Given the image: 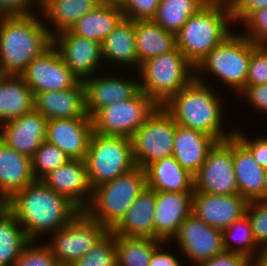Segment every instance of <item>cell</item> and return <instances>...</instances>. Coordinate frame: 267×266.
I'll list each match as a JSON object with an SVG mask.
<instances>
[{
    "instance_id": "cell-1",
    "label": "cell",
    "mask_w": 267,
    "mask_h": 266,
    "mask_svg": "<svg viewBox=\"0 0 267 266\" xmlns=\"http://www.w3.org/2000/svg\"><path fill=\"white\" fill-rule=\"evenodd\" d=\"M4 205L15 215L29 240L41 239L67 226L81 210L42 180L16 192Z\"/></svg>"
},
{
    "instance_id": "cell-2",
    "label": "cell",
    "mask_w": 267,
    "mask_h": 266,
    "mask_svg": "<svg viewBox=\"0 0 267 266\" xmlns=\"http://www.w3.org/2000/svg\"><path fill=\"white\" fill-rule=\"evenodd\" d=\"M37 16H1L0 75H21L52 44L50 27Z\"/></svg>"
},
{
    "instance_id": "cell-3",
    "label": "cell",
    "mask_w": 267,
    "mask_h": 266,
    "mask_svg": "<svg viewBox=\"0 0 267 266\" xmlns=\"http://www.w3.org/2000/svg\"><path fill=\"white\" fill-rule=\"evenodd\" d=\"M205 81L195 78L162 107L176 124L211 135L217 142L223 141L233 137L235 130L224 132L223 103Z\"/></svg>"
},
{
    "instance_id": "cell-4",
    "label": "cell",
    "mask_w": 267,
    "mask_h": 266,
    "mask_svg": "<svg viewBox=\"0 0 267 266\" xmlns=\"http://www.w3.org/2000/svg\"><path fill=\"white\" fill-rule=\"evenodd\" d=\"M227 0H209L192 14L176 34V47L196 67L217 45L232 34L233 25Z\"/></svg>"
},
{
    "instance_id": "cell-5",
    "label": "cell",
    "mask_w": 267,
    "mask_h": 266,
    "mask_svg": "<svg viewBox=\"0 0 267 266\" xmlns=\"http://www.w3.org/2000/svg\"><path fill=\"white\" fill-rule=\"evenodd\" d=\"M146 186V171L136 166L112 181L93 188L90 202L83 212L111 231Z\"/></svg>"
},
{
    "instance_id": "cell-6",
    "label": "cell",
    "mask_w": 267,
    "mask_h": 266,
    "mask_svg": "<svg viewBox=\"0 0 267 266\" xmlns=\"http://www.w3.org/2000/svg\"><path fill=\"white\" fill-rule=\"evenodd\" d=\"M139 72L140 90L158 106L164 105L195 79V67L177 47L146 60Z\"/></svg>"
},
{
    "instance_id": "cell-7",
    "label": "cell",
    "mask_w": 267,
    "mask_h": 266,
    "mask_svg": "<svg viewBox=\"0 0 267 266\" xmlns=\"http://www.w3.org/2000/svg\"><path fill=\"white\" fill-rule=\"evenodd\" d=\"M257 45L241 32L240 35L239 33L230 34L195 67V78L204 77L202 73L208 71L239 94L245 88L251 51Z\"/></svg>"
},
{
    "instance_id": "cell-8",
    "label": "cell",
    "mask_w": 267,
    "mask_h": 266,
    "mask_svg": "<svg viewBox=\"0 0 267 266\" xmlns=\"http://www.w3.org/2000/svg\"><path fill=\"white\" fill-rule=\"evenodd\" d=\"M84 161L92 189L136 167L131 138L94 131Z\"/></svg>"
},
{
    "instance_id": "cell-9",
    "label": "cell",
    "mask_w": 267,
    "mask_h": 266,
    "mask_svg": "<svg viewBox=\"0 0 267 266\" xmlns=\"http://www.w3.org/2000/svg\"><path fill=\"white\" fill-rule=\"evenodd\" d=\"M176 122L158 106L131 137L135 165L145 169L152 162L172 156Z\"/></svg>"
},
{
    "instance_id": "cell-10",
    "label": "cell",
    "mask_w": 267,
    "mask_h": 266,
    "mask_svg": "<svg viewBox=\"0 0 267 266\" xmlns=\"http://www.w3.org/2000/svg\"><path fill=\"white\" fill-rule=\"evenodd\" d=\"M158 105L141 90L131 99L99 110L91 119L93 131L107 136L131 138Z\"/></svg>"
},
{
    "instance_id": "cell-11",
    "label": "cell",
    "mask_w": 267,
    "mask_h": 266,
    "mask_svg": "<svg viewBox=\"0 0 267 266\" xmlns=\"http://www.w3.org/2000/svg\"><path fill=\"white\" fill-rule=\"evenodd\" d=\"M109 230L81 211L67 226L52 233L47 245L59 266H70L84 256Z\"/></svg>"
},
{
    "instance_id": "cell-12",
    "label": "cell",
    "mask_w": 267,
    "mask_h": 266,
    "mask_svg": "<svg viewBox=\"0 0 267 266\" xmlns=\"http://www.w3.org/2000/svg\"><path fill=\"white\" fill-rule=\"evenodd\" d=\"M194 192L239 194L233 166V137L218 141L194 175Z\"/></svg>"
},
{
    "instance_id": "cell-13",
    "label": "cell",
    "mask_w": 267,
    "mask_h": 266,
    "mask_svg": "<svg viewBox=\"0 0 267 266\" xmlns=\"http://www.w3.org/2000/svg\"><path fill=\"white\" fill-rule=\"evenodd\" d=\"M21 76L34 95L72 88L80 81L62 60L53 44L34 58Z\"/></svg>"
},
{
    "instance_id": "cell-14",
    "label": "cell",
    "mask_w": 267,
    "mask_h": 266,
    "mask_svg": "<svg viewBox=\"0 0 267 266\" xmlns=\"http://www.w3.org/2000/svg\"><path fill=\"white\" fill-rule=\"evenodd\" d=\"M173 239L185 258L194 264L225 252L222 231L208 226L193 213L183 221Z\"/></svg>"
},
{
    "instance_id": "cell-15",
    "label": "cell",
    "mask_w": 267,
    "mask_h": 266,
    "mask_svg": "<svg viewBox=\"0 0 267 266\" xmlns=\"http://www.w3.org/2000/svg\"><path fill=\"white\" fill-rule=\"evenodd\" d=\"M52 44L80 81L93 77L94 72L103 61L100 43L77 36L70 30L59 32L53 36Z\"/></svg>"
},
{
    "instance_id": "cell-16",
    "label": "cell",
    "mask_w": 267,
    "mask_h": 266,
    "mask_svg": "<svg viewBox=\"0 0 267 266\" xmlns=\"http://www.w3.org/2000/svg\"><path fill=\"white\" fill-rule=\"evenodd\" d=\"M248 201L240 194L215 195L193 192L192 210L208 226L223 231L246 215Z\"/></svg>"
},
{
    "instance_id": "cell-17",
    "label": "cell",
    "mask_w": 267,
    "mask_h": 266,
    "mask_svg": "<svg viewBox=\"0 0 267 266\" xmlns=\"http://www.w3.org/2000/svg\"><path fill=\"white\" fill-rule=\"evenodd\" d=\"M92 133L91 117L47 120L46 141L56 145L69 159H85Z\"/></svg>"
},
{
    "instance_id": "cell-18",
    "label": "cell",
    "mask_w": 267,
    "mask_h": 266,
    "mask_svg": "<svg viewBox=\"0 0 267 266\" xmlns=\"http://www.w3.org/2000/svg\"><path fill=\"white\" fill-rule=\"evenodd\" d=\"M116 75L90 77L83 82L87 115L93 117L102 108L133 98L140 91L139 80Z\"/></svg>"
},
{
    "instance_id": "cell-19",
    "label": "cell",
    "mask_w": 267,
    "mask_h": 266,
    "mask_svg": "<svg viewBox=\"0 0 267 266\" xmlns=\"http://www.w3.org/2000/svg\"><path fill=\"white\" fill-rule=\"evenodd\" d=\"M193 192L155 191V239L171 242L191 214Z\"/></svg>"
},
{
    "instance_id": "cell-20",
    "label": "cell",
    "mask_w": 267,
    "mask_h": 266,
    "mask_svg": "<svg viewBox=\"0 0 267 266\" xmlns=\"http://www.w3.org/2000/svg\"><path fill=\"white\" fill-rule=\"evenodd\" d=\"M47 118L35 109L0 125V139L19 153L32 158L46 140Z\"/></svg>"
},
{
    "instance_id": "cell-21",
    "label": "cell",
    "mask_w": 267,
    "mask_h": 266,
    "mask_svg": "<svg viewBox=\"0 0 267 266\" xmlns=\"http://www.w3.org/2000/svg\"><path fill=\"white\" fill-rule=\"evenodd\" d=\"M42 181L56 193L67 197L81 211L89 204L92 187L84 160L70 159L45 176Z\"/></svg>"
},
{
    "instance_id": "cell-22",
    "label": "cell",
    "mask_w": 267,
    "mask_h": 266,
    "mask_svg": "<svg viewBox=\"0 0 267 266\" xmlns=\"http://www.w3.org/2000/svg\"><path fill=\"white\" fill-rule=\"evenodd\" d=\"M34 109L50 119L89 117L85 108L82 81L62 91L39 92L34 95Z\"/></svg>"
},
{
    "instance_id": "cell-23",
    "label": "cell",
    "mask_w": 267,
    "mask_h": 266,
    "mask_svg": "<svg viewBox=\"0 0 267 266\" xmlns=\"http://www.w3.org/2000/svg\"><path fill=\"white\" fill-rule=\"evenodd\" d=\"M34 181L31 158L0 139V204Z\"/></svg>"
},
{
    "instance_id": "cell-24",
    "label": "cell",
    "mask_w": 267,
    "mask_h": 266,
    "mask_svg": "<svg viewBox=\"0 0 267 266\" xmlns=\"http://www.w3.org/2000/svg\"><path fill=\"white\" fill-rule=\"evenodd\" d=\"M216 142L211 135L176 124L172 156L194 176Z\"/></svg>"
},
{
    "instance_id": "cell-25",
    "label": "cell",
    "mask_w": 267,
    "mask_h": 266,
    "mask_svg": "<svg viewBox=\"0 0 267 266\" xmlns=\"http://www.w3.org/2000/svg\"><path fill=\"white\" fill-rule=\"evenodd\" d=\"M154 217L155 191L146 186L111 232L123 237L155 239Z\"/></svg>"
},
{
    "instance_id": "cell-26",
    "label": "cell",
    "mask_w": 267,
    "mask_h": 266,
    "mask_svg": "<svg viewBox=\"0 0 267 266\" xmlns=\"http://www.w3.org/2000/svg\"><path fill=\"white\" fill-rule=\"evenodd\" d=\"M233 166L239 194L247 201L264 199L265 168L259 166L251 152L235 136Z\"/></svg>"
},
{
    "instance_id": "cell-27",
    "label": "cell",
    "mask_w": 267,
    "mask_h": 266,
    "mask_svg": "<svg viewBox=\"0 0 267 266\" xmlns=\"http://www.w3.org/2000/svg\"><path fill=\"white\" fill-rule=\"evenodd\" d=\"M145 171L147 187L154 191L194 192V176L173 156L152 162Z\"/></svg>"
},
{
    "instance_id": "cell-28",
    "label": "cell",
    "mask_w": 267,
    "mask_h": 266,
    "mask_svg": "<svg viewBox=\"0 0 267 266\" xmlns=\"http://www.w3.org/2000/svg\"><path fill=\"white\" fill-rule=\"evenodd\" d=\"M123 18V12L118 3L102 2L80 18L70 31L77 36L101 44Z\"/></svg>"
},
{
    "instance_id": "cell-29",
    "label": "cell",
    "mask_w": 267,
    "mask_h": 266,
    "mask_svg": "<svg viewBox=\"0 0 267 266\" xmlns=\"http://www.w3.org/2000/svg\"><path fill=\"white\" fill-rule=\"evenodd\" d=\"M34 109V94L21 75H0V125Z\"/></svg>"
},
{
    "instance_id": "cell-30",
    "label": "cell",
    "mask_w": 267,
    "mask_h": 266,
    "mask_svg": "<svg viewBox=\"0 0 267 266\" xmlns=\"http://www.w3.org/2000/svg\"><path fill=\"white\" fill-rule=\"evenodd\" d=\"M101 52L103 61L123 64L140 69L136 43H135V21L123 18L113 31L102 41ZM138 65V66H137Z\"/></svg>"
},
{
    "instance_id": "cell-31",
    "label": "cell",
    "mask_w": 267,
    "mask_h": 266,
    "mask_svg": "<svg viewBox=\"0 0 267 266\" xmlns=\"http://www.w3.org/2000/svg\"><path fill=\"white\" fill-rule=\"evenodd\" d=\"M100 3L101 0H37V8H41V15H45L44 19H49L54 26L52 30L49 29L53 37L59 32L70 30L80 18Z\"/></svg>"
},
{
    "instance_id": "cell-32",
    "label": "cell",
    "mask_w": 267,
    "mask_h": 266,
    "mask_svg": "<svg viewBox=\"0 0 267 266\" xmlns=\"http://www.w3.org/2000/svg\"><path fill=\"white\" fill-rule=\"evenodd\" d=\"M135 43L139 66L146 60L176 47V35L153 20L135 21Z\"/></svg>"
},
{
    "instance_id": "cell-33",
    "label": "cell",
    "mask_w": 267,
    "mask_h": 266,
    "mask_svg": "<svg viewBox=\"0 0 267 266\" xmlns=\"http://www.w3.org/2000/svg\"><path fill=\"white\" fill-rule=\"evenodd\" d=\"M29 241L15 215L0 204V266H13Z\"/></svg>"
},
{
    "instance_id": "cell-34",
    "label": "cell",
    "mask_w": 267,
    "mask_h": 266,
    "mask_svg": "<svg viewBox=\"0 0 267 266\" xmlns=\"http://www.w3.org/2000/svg\"><path fill=\"white\" fill-rule=\"evenodd\" d=\"M209 0H161L155 17L156 24L175 35L187 19Z\"/></svg>"
},
{
    "instance_id": "cell-35",
    "label": "cell",
    "mask_w": 267,
    "mask_h": 266,
    "mask_svg": "<svg viewBox=\"0 0 267 266\" xmlns=\"http://www.w3.org/2000/svg\"><path fill=\"white\" fill-rule=\"evenodd\" d=\"M162 243L153 238L116 235L117 266H148L155 249Z\"/></svg>"
},
{
    "instance_id": "cell-36",
    "label": "cell",
    "mask_w": 267,
    "mask_h": 266,
    "mask_svg": "<svg viewBox=\"0 0 267 266\" xmlns=\"http://www.w3.org/2000/svg\"><path fill=\"white\" fill-rule=\"evenodd\" d=\"M222 234L225 251L246 256L251 261L254 259L260 247L253 238L251 225L246 215L225 228Z\"/></svg>"
},
{
    "instance_id": "cell-37",
    "label": "cell",
    "mask_w": 267,
    "mask_h": 266,
    "mask_svg": "<svg viewBox=\"0 0 267 266\" xmlns=\"http://www.w3.org/2000/svg\"><path fill=\"white\" fill-rule=\"evenodd\" d=\"M68 160L70 159L63 151L45 140L31 158L32 172L35 180H42Z\"/></svg>"
},
{
    "instance_id": "cell-38",
    "label": "cell",
    "mask_w": 267,
    "mask_h": 266,
    "mask_svg": "<svg viewBox=\"0 0 267 266\" xmlns=\"http://www.w3.org/2000/svg\"><path fill=\"white\" fill-rule=\"evenodd\" d=\"M116 235L109 231L84 256L70 266H117Z\"/></svg>"
},
{
    "instance_id": "cell-39",
    "label": "cell",
    "mask_w": 267,
    "mask_h": 266,
    "mask_svg": "<svg viewBox=\"0 0 267 266\" xmlns=\"http://www.w3.org/2000/svg\"><path fill=\"white\" fill-rule=\"evenodd\" d=\"M246 216L256 244L267 247V199L248 201Z\"/></svg>"
},
{
    "instance_id": "cell-40",
    "label": "cell",
    "mask_w": 267,
    "mask_h": 266,
    "mask_svg": "<svg viewBox=\"0 0 267 266\" xmlns=\"http://www.w3.org/2000/svg\"><path fill=\"white\" fill-rule=\"evenodd\" d=\"M35 242L37 243L35 240H30L25 245L13 266H59L50 247Z\"/></svg>"
},
{
    "instance_id": "cell-41",
    "label": "cell",
    "mask_w": 267,
    "mask_h": 266,
    "mask_svg": "<svg viewBox=\"0 0 267 266\" xmlns=\"http://www.w3.org/2000/svg\"><path fill=\"white\" fill-rule=\"evenodd\" d=\"M267 83V44H258L252 51L245 86Z\"/></svg>"
},
{
    "instance_id": "cell-42",
    "label": "cell",
    "mask_w": 267,
    "mask_h": 266,
    "mask_svg": "<svg viewBox=\"0 0 267 266\" xmlns=\"http://www.w3.org/2000/svg\"><path fill=\"white\" fill-rule=\"evenodd\" d=\"M161 0H121L118 4L124 18L140 21L152 20L157 12Z\"/></svg>"
},
{
    "instance_id": "cell-43",
    "label": "cell",
    "mask_w": 267,
    "mask_h": 266,
    "mask_svg": "<svg viewBox=\"0 0 267 266\" xmlns=\"http://www.w3.org/2000/svg\"><path fill=\"white\" fill-rule=\"evenodd\" d=\"M240 24L245 26L247 39L256 44H267V7L251 12Z\"/></svg>"
},
{
    "instance_id": "cell-44",
    "label": "cell",
    "mask_w": 267,
    "mask_h": 266,
    "mask_svg": "<svg viewBox=\"0 0 267 266\" xmlns=\"http://www.w3.org/2000/svg\"><path fill=\"white\" fill-rule=\"evenodd\" d=\"M240 132L239 129L234 131V136L251 152L254 160L263 168H267V136L248 139L247 135Z\"/></svg>"
},
{
    "instance_id": "cell-45",
    "label": "cell",
    "mask_w": 267,
    "mask_h": 266,
    "mask_svg": "<svg viewBox=\"0 0 267 266\" xmlns=\"http://www.w3.org/2000/svg\"><path fill=\"white\" fill-rule=\"evenodd\" d=\"M231 17L235 23H241L251 12L267 7V0H227ZM238 21V22H237Z\"/></svg>"
},
{
    "instance_id": "cell-46",
    "label": "cell",
    "mask_w": 267,
    "mask_h": 266,
    "mask_svg": "<svg viewBox=\"0 0 267 266\" xmlns=\"http://www.w3.org/2000/svg\"><path fill=\"white\" fill-rule=\"evenodd\" d=\"M244 98H247L249 104L258 112H266L267 114V83L245 86V88L239 93Z\"/></svg>"
},
{
    "instance_id": "cell-47",
    "label": "cell",
    "mask_w": 267,
    "mask_h": 266,
    "mask_svg": "<svg viewBox=\"0 0 267 266\" xmlns=\"http://www.w3.org/2000/svg\"><path fill=\"white\" fill-rule=\"evenodd\" d=\"M196 266H251L246 256L225 251L224 253L195 264Z\"/></svg>"
},
{
    "instance_id": "cell-48",
    "label": "cell",
    "mask_w": 267,
    "mask_h": 266,
    "mask_svg": "<svg viewBox=\"0 0 267 266\" xmlns=\"http://www.w3.org/2000/svg\"><path fill=\"white\" fill-rule=\"evenodd\" d=\"M34 4L37 6V0H0V16L30 14L33 12Z\"/></svg>"
},
{
    "instance_id": "cell-49",
    "label": "cell",
    "mask_w": 267,
    "mask_h": 266,
    "mask_svg": "<svg viewBox=\"0 0 267 266\" xmlns=\"http://www.w3.org/2000/svg\"><path fill=\"white\" fill-rule=\"evenodd\" d=\"M166 242L160 244L154 251L151 261L148 266H182L180 260H178L177 255L169 252H164L161 246Z\"/></svg>"
},
{
    "instance_id": "cell-50",
    "label": "cell",
    "mask_w": 267,
    "mask_h": 266,
    "mask_svg": "<svg viewBox=\"0 0 267 266\" xmlns=\"http://www.w3.org/2000/svg\"><path fill=\"white\" fill-rule=\"evenodd\" d=\"M257 256L251 261V266H267V247H261Z\"/></svg>"
},
{
    "instance_id": "cell-51",
    "label": "cell",
    "mask_w": 267,
    "mask_h": 266,
    "mask_svg": "<svg viewBox=\"0 0 267 266\" xmlns=\"http://www.w3.org/2000/svg\"><path fill=\"white\" fill-rule=\"evenodd\" d=\"M264 199H267V168L265 169Z\"/></svg>"
},
{
    "instance_id": "cell-52",
    "label": "cell",
    "mask_w": 267,
    "mask_h": 266,
    "mask_svg": "<svg viewBox=\"0 0 267 266\" xmlns=\"http://www.w3.org/2000/svg\"><path fill=\"white\" fill-rule=\"evenodd\" d=\"M102 2H114L119 3L121 0H101Z\"/></svg>"
}]
</instances>
